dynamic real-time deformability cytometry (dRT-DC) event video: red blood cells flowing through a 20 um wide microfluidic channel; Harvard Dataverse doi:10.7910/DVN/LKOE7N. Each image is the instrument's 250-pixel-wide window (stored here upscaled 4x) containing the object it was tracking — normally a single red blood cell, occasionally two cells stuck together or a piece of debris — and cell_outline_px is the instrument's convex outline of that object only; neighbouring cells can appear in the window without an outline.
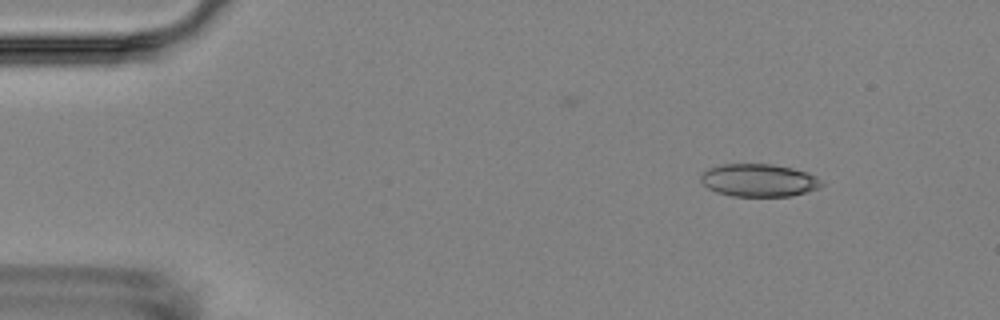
{"species": "Egyptian fruit bat (a non-hibernating species)", "species_latin": "Rousettus aegyptiacus", "temperature_condition": "room temperature", "stored_images_in_passage": 4, "camera_frame_rate_fps": 3000, "um_per_image_px": 0.085, "animal": {"sex": "female"}, "frame": {"image": 1, "passage_image": 1, "time_ms": 0.0, "image_size_px": [1000, 320], "cell_outline_px": [[824, 184], [820, 188], [808, 192], [792, 196], [732, 196], [716, 192], [708, 188], [700, 180], [700, 176], [708, 168], [720, 164], [772, 164], [792, 168], [808, 172], [816, 176]], "centroid_in_image_um": [64.52, 15.32], "position_along_channel_um": 20.5, "area_um2": 23.24}}
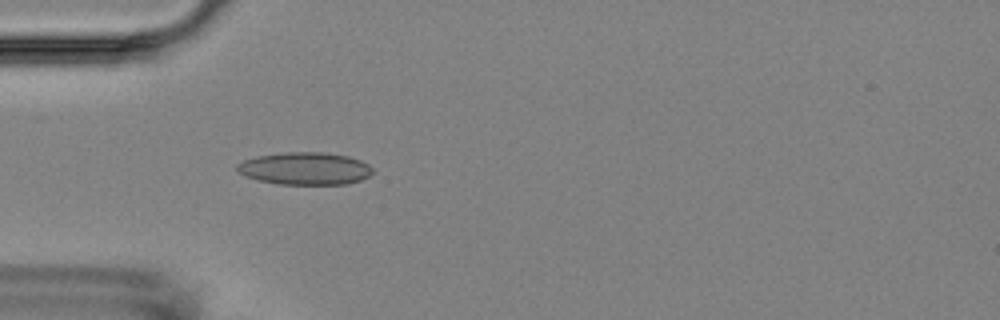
{"frame": {"image": 2, "passage_image": 4, "time_ms": 3.333, "image_size_px": [1000, 320], "cell_outline_px": [[372, 172], [368, 176], [360, 180], [348, 184], [276, 184], [256, 180], [244, 176], [236, 168], [236, 164], [244, 160], [256, 156], [288, 152], [324, 152], [348, 156], [360, 160], [368, 164], [372, 168]], "centroid_in_image_um": [25.9, 14.33], "position_along_channel_um": 59.1, "area_um2": 25.72}}